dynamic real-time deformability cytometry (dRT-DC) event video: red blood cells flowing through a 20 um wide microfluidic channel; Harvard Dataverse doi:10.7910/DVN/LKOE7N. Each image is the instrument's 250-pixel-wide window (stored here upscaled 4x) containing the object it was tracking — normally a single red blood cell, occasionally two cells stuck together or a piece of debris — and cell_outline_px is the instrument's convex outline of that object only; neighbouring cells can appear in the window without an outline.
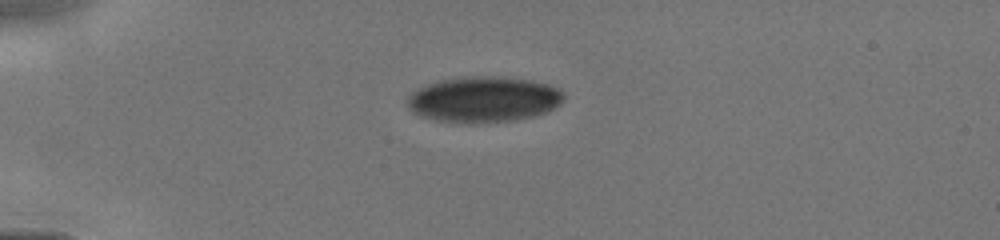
{"species": "human", "species_latin": "Homo sapiens", "temperature_condition": "cold", "stored_images_in_passage": 6, "camera_frame_rate_fps": 3000, "um_per_image_px": 0.085, "donor": {"sex": "male"}, "frame": {"image": 1, "passage_image": 1, "time_ms": 0.0, "image_size_px": [1000, 240], "cell_outline_px": [[564, 100], [560, 104], [548, 112], [536, 116], [516, 120], [472, 124], [456, 124], [436, 120], [420, 116], [408, 108], [404, 100], [412, 92], [428, 84], [440, 80], [464, 76], [492, 76], [528, 80], [548, 84], [560, 88], [564, 92]], "centroid_in_image_um": [41.11, 8.47], "position_along_channel_um": 43.9, "area_um2": 42.43}}
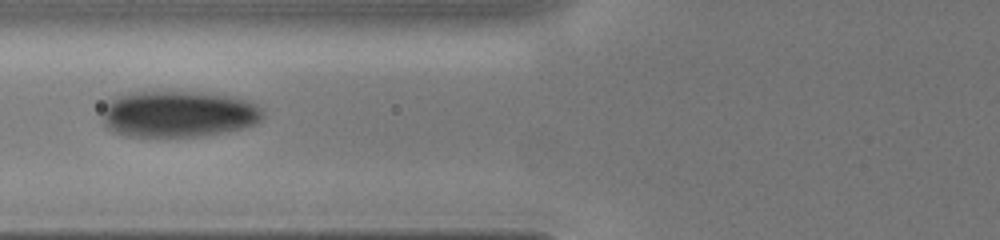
{"frame": {"image": 2, "passage_image": 4, "time_ms": 2.333, "image_size_px": [1000, 240], "cell_outline_px": [[264, 116], [256, 124], [244, 128], [224, 132], [200, 136], [124, 136], [112, 132], [104, 128], [100, 116], [100, 108], [108, 100], [116, 96], [128, 92], [208, 92], [236, 96], [248, 100], [264, 108]], "centroid_in_image_um": [15.12, 9.68], "position_along_channel_um": 110.7, "area_um2": 44.68}}
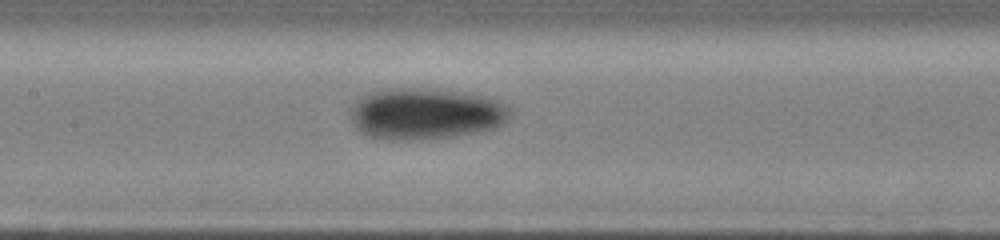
{"frame": {"image": 3, "passage_image": 6, "time_ms": 3.667, "image_size_px": [1000, 240], "cell_outline_px": [[512, 112], [508, 120], [504, 124], [496, 128], [480, 132], [452, 136], [420, 140], [392, 140], [368, 136], [360, 132], [352, 124], [348, 116], [348, 108], [360, 96], [368, 92], [388, 88], [432, 88], [464, 92], [488, 96], [500, 100]], "centroid_in_image_um": [36.14, 9.66], "position_along_channel_um": 171.3, "area_um2": 49.01}}